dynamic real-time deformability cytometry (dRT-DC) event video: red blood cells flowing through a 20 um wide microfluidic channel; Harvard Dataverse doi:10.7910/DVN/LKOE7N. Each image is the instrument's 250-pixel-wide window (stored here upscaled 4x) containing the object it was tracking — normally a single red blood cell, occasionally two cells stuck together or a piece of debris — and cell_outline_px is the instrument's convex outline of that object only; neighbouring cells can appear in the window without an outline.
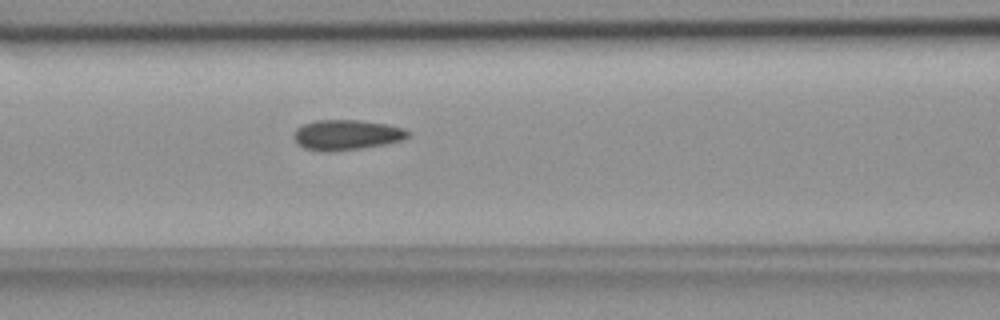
{"species": "common noctule bat (a hibernating species)", "species_latin": "Nyctalus noctula", "temperature_condition": "room temperature", "stored_images_in_passage": 54, "camera_frame_rate_fps": 3000, "um_per_image_px": 0.085, "animal": {"sex": "female", "body_mass_g": 18.4}, "frame": {"image": 1, "passage_image": 23, "time_ms": 7.333, "image_size_px": [1000, 320], "cell_outline_px": [[412, 136], [404, 140], [388, 144], [332, 152], [320, 152], [304, 148], [296, 144], [292, 136], [296, 128], [304, 124], [316, 120], [360, 120], [388, 124], [404, 128]], "centroid_in_image_um": [29.46, 11.47], "position_along_channel_um": 137.1, "area_um2": 20.58}}
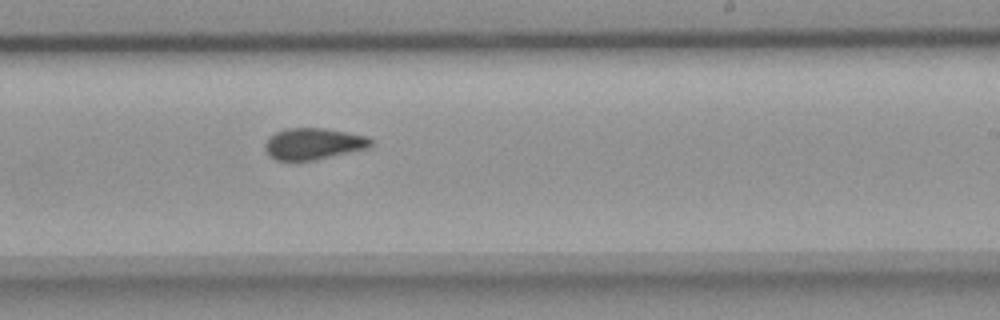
{"frame": {"image": 2, "passage_image": 33, "time_ms": 10.667, "image_size_px": [1000, 320], "cell_outline_px": [[372, 148], [316, 160], [296, 164], [276, 160], [268, 156], [264, 148], [264, 144], [276, 132], [288, 128], [324, 128], [368, 136], [372, 140]], "centroid_in_image_um": [26.64, 12.27], "position_along_channel_um": 262.4, "area_um2": 20.17}}
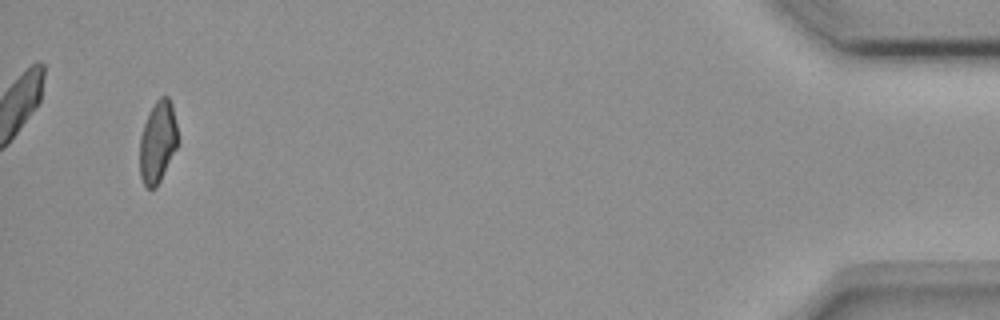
{"frame": {"image": 3, "passage_image": 52, "time_ms": 17.0, "image_size_px": [1000, 320], "cell_outline_px": [[180, 140], [156, 188], [148, 188], [144, 184], [140, 176], [140, 136], [144, 124], [156, 100], [160, 96], [168, 96], [172, 104]], "centroid_in_image_um": [13.42, 12.05], "position_along_channel_um": 421.8, "area_um2": 18.09}, "authors_computed_cell_mechanics": {"area_um2": 19.7098, "velocity_mm_per_s": 3.7746, "shape_relaxation_time_tau1_ms": null, "shape_relaxation_time_tau2_ms": 1.9644, "deformation_change_tau1": null, "deformation_change_tau2": 0.0866}}